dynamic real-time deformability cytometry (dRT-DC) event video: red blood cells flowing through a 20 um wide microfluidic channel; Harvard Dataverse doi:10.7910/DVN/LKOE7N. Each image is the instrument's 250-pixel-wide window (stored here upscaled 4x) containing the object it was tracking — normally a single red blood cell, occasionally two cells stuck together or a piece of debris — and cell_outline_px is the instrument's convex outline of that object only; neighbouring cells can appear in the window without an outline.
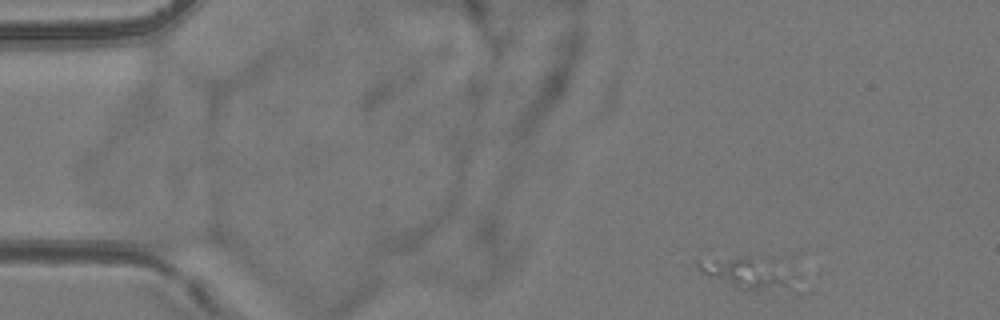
{"species": "common noctule bat (a hibernating species)", "species_latin": "Nyctalus noctula", "temperature_condition": "room temperature", "stored_images_in_passage": 49, "camera_frame_rate_fps": 3000, "um_per_image_px": 0.085, "animal": {"sex": "female", "body_mass_g": 24.6, "forearm_length_mm": 56.2}, "frame": {"image": 1, "passage_image": 1, "time_ms": 0.0, "image_size_px": [1000, 320], "cell_outline_px": [[812, 292], [800, 296], [736, 288], [704, 272], [696, 264], [696, 260], [748, 260], [812, 288]], "centroid_in_image_um": [63.94, 23.55], "position_along_channel_um": 21.1, "area_um2": 16.36}}
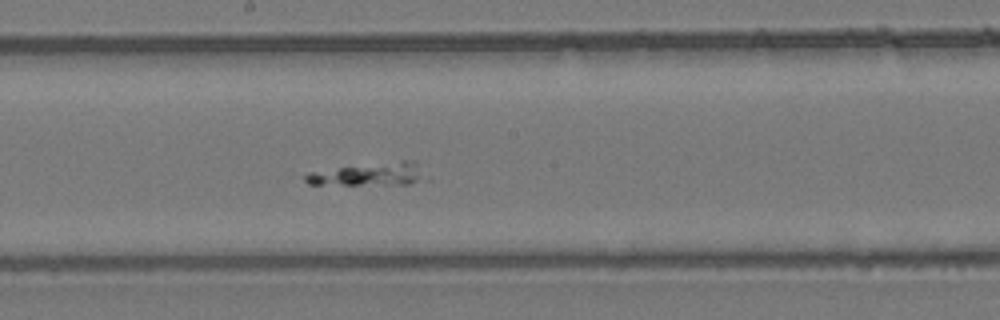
{"frame": {"image": 2, "passage_image": 24, "time_ms": 7.667, "image_size_px": [1000, 320], "cell_outline_px": [[432, 180], [408, 184], [308, 184], [304, 180], [304, 176], [308, 172], [400, 160], [416, 160]], "centroid_in_image_um": [31.59, 14.81], "position_along_channel_um": 216.6, "area_um2": 16.24}}
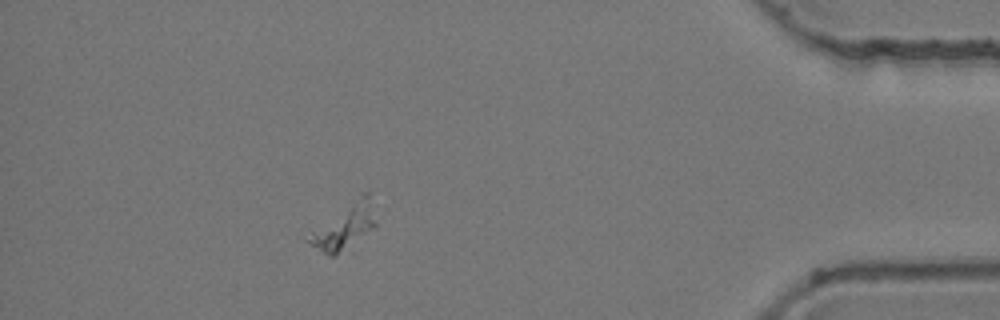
{"frame": {"image": 3, "passage_image": 43, "time_ms": 14.0, "image_size_px": [1000, 320], "cell_outline_px": [[376, 224], [336, 256], [328, 256], [304, 240], [312, 232], [352, 208], [356, 208], [372, 220]], "centroid_in_image_um": [28.93, 19.75], "position_along_channel_um": 406.3, "area_um2": 12.77}}